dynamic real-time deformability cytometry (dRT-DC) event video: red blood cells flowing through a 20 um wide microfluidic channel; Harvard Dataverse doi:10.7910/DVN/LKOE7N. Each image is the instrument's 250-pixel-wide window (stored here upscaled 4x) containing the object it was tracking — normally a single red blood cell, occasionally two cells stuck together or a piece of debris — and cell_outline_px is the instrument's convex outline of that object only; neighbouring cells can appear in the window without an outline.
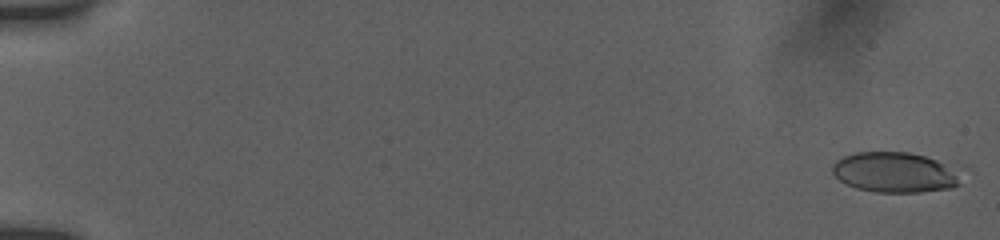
{"species": "human", "species_latin": "Homo sapiens", "temperature_condition": "room temperature", "stored_images_in_passage": 71, "camera_frame_rate_fps": 3000, "um_per_image_px": 0.085, "donor": {"sex": "female"}, "frame": {"image": 1, "passage_image": 1, "time_ms": 0.0, "image_size_px": [1000, 240], "cell_outline_px": [[972, 168], [960, 184], [952, 188], [920, 192], [876, 192], [856, 188], [840, 180], [832, 172], [832, 164], [836, 160], [844, 156], [856, 152], [908, 152]], "centroid_in_image_um": [76.31, 14.64], "position_along_channel_um": 8.7, "area_um2": 31.62}}
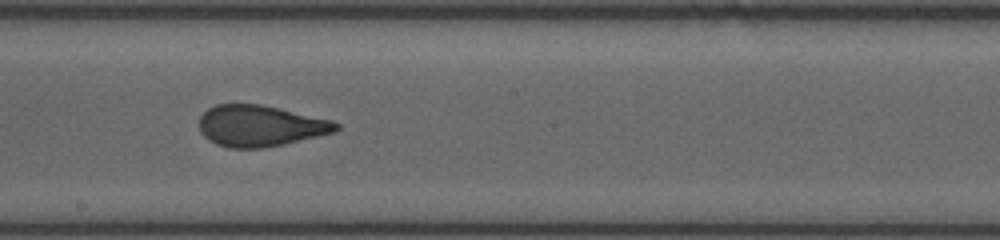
{"frame": {"image": 2, "passage_image": 39, "time_ms": 10.333, "image_size_px": [1000, 240], "cell_outline_px": [[340, 128], [336, 132], [284, 144], [264, 148], [228, 148], [216, 144], [208, 140], [200, 132], [200, 116], [208, 108], [216, 104], [260, 104], [332, 120], [340, 124]], "centroid_in_image_um": [22.12, 10.7], "position_along_channel_um": 226.1, "area_um2": 32.95}}
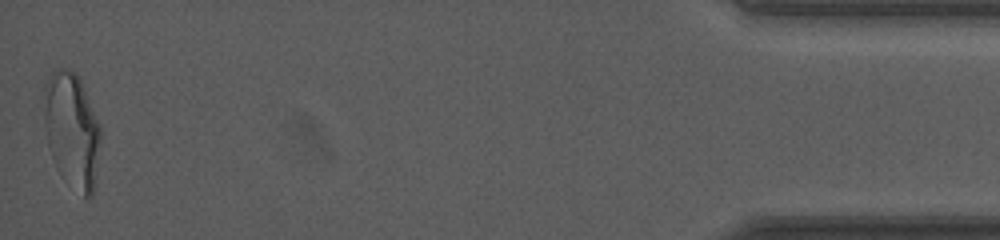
{"frame": {"image": 3, "passage_image": 70, "time_ms": 17.667, "image_size_px": [1000, 240], "cell_outline_px": [[100, 140], [92, 196], [84, 196], [48, 144], [44, 124], [44, 84], [52, 72], [56, 68], [68, 68], [76, 72], [80, 76], [100, 124]], "centroid_in_image_um": [6.13, 10.79], "position_along_channel_um": 429.1, "area_um2": 36.07}, "authors_computed_cell_mechanics": {"area_um2": 33.1194, "velocity_mm_per_s": 3.8811, "shape_relaxation_time_tau1_ms": 7.1482, "shape_relaxation_time_tau2_ms": 0.8382, "deformation_change_tau1": 0.206, "deformation_change_tau2": 0.0852}}